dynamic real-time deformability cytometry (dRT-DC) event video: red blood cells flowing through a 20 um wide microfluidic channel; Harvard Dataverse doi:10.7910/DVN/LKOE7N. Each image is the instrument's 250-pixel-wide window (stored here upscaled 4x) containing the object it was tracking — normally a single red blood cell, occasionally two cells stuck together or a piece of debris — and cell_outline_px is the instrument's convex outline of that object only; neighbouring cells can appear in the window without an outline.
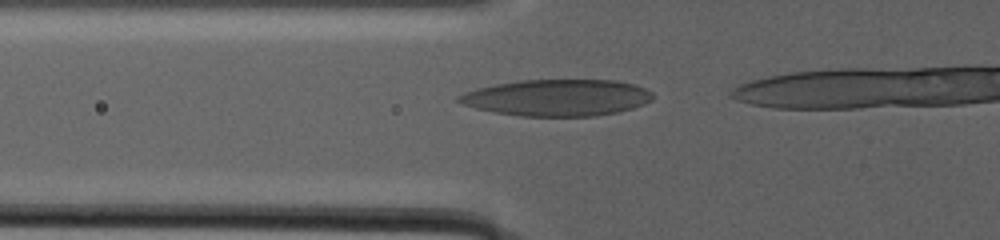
{"species": "human", "species_latin": "Homo sapiens", "temperature_condition": "warm", "stored_images_in_passage": 20, "camera_frame_rate_fps": 3000, "um_per_image_px": 0.085, "donor": {"sex": "male"}, "frame": {"image": 1, "passage_image": 2, "time_ms": 0.333, "image_size_px": [1000, 240], "cell_outline_px": [[652, 100], [644, 104], [632, 108], [616, 112], [596, 116], [520, 116], [496, 112], [476, 108], [464, 104], [456, 100], [456, 96], [464, 92], [476, 88], [496, 84], [520, 80], [616, 80], [636, 84], [652, 92]], "centroid_in_image_um": [47.36, 8.29], "position_along_channel_um": 78.4, "area_um2": 41.33}}
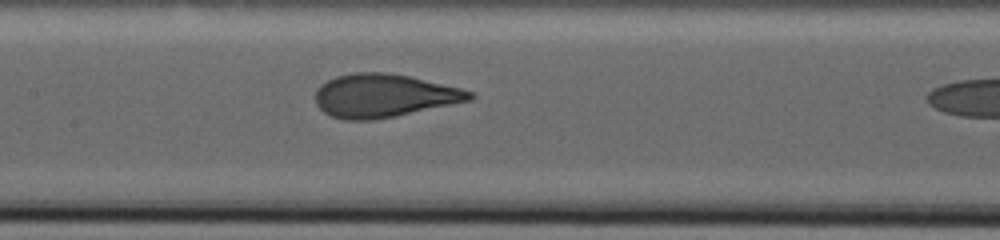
{"frame": {"image": 2, "passage_image": 11, "time_ms": 5.333, "image_size_px": [1000, 240], "cell_outline_px": [[476, 96], [472, 100], [396, 116], [372, 120], [344, 120], [332, 116], [324, 112], [316, 104], [316, 88], [320, 84], [336, 76], [352, 72], [388, 72], [408, 76], [460, 88], [472, 92]], "centroid_in_image_um": [32.61, 8.13], "position_along_channel_um": 174.8, "area_um2": 38.9}}
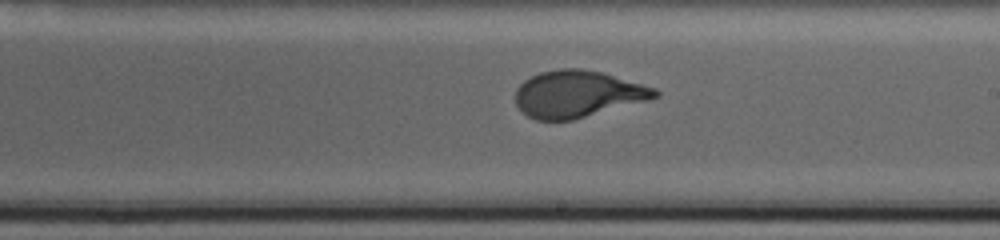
{"frame": {"image": 3, "passage_image": 17, "time_ms": 8.667, "image_size_px": [1000, 240], "cell_outline_px": [[660, 96], [652, 100], [572, 120], [536, 120], [528, 116], [516, 104], [516, 88], [524, 80], [540, 72], [560, 68], [580, 68], [604, 72], [656, 88], [660, 92]], "centroid_in_image_um": [49.16, 7.98], "position_along_channel_um": 239.8, "area_um2": 38.44}}